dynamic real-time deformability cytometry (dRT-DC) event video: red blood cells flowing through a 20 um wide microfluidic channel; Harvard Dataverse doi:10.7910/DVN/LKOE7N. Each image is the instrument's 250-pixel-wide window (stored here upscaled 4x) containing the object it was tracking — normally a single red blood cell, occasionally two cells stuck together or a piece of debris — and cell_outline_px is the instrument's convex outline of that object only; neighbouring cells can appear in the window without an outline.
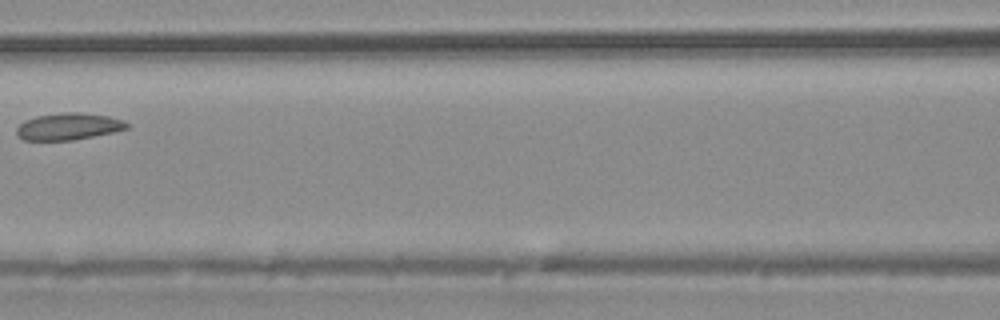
{"species": "common noctule bat (a hibernating species)", "species_latin": "Nyctalus noctula", "temperature_condition": "warm", "stored_images_in_passage": 5, "camera_frame_rate_fps": 3000, "um_per_image_px": 0.085, "animal": {"sex": "male", "body_mass_g": 20.4}, "frame": {"image": 1, "passage_image": 5, "time_ms": 5.333, "image_size_px": [1000, 320], "cell_outline_px": [[128, 128], [116, 132], [72, 140], [24, 140], [16, 136], [16, 128], [24, 120], [36, 116], [64, 112], [80, 112], [108, 116], [124, 120], [128, 124]], "centroid_in_image_um": [5.81, 10.75], "position_along_channel_um": 160.8, "area_um2": 17.4}}